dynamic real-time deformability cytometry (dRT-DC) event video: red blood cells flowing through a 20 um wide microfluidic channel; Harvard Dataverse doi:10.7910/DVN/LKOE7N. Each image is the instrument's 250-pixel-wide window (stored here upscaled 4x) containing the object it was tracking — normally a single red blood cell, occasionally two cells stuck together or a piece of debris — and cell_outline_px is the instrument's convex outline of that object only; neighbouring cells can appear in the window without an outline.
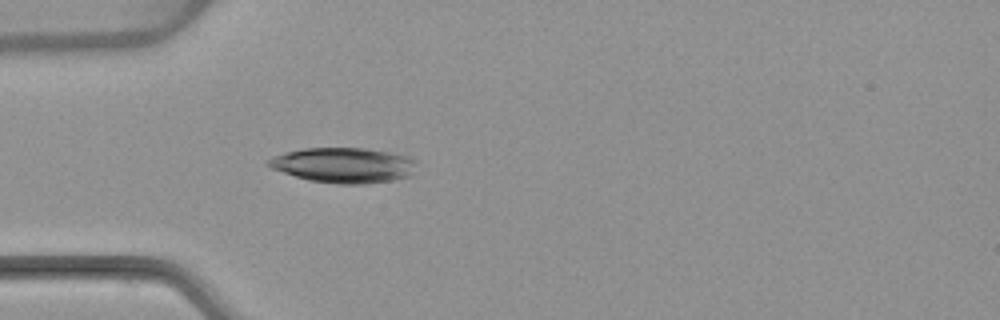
{"species": "common noctule bat (a hibernating species)", "species_latin": "Nyctalus noctula", "temperature_condition": "warm", "stored_images_in_passage": 4, "camera_frame_rate_fps": 3000, "um_per_image_px": 0.085, "animal": {"sex": "female", "body_mass_g": 22.7, "forearm_length_mm": 54.2}, "frame": {"image": 1, "passage_image": 4, "time_ms": 3.667, "image_size_px": [1000, 320], "cell_outline_px": [[416, 164], [412, 172], [408, 176], [392, 180], [364, 184], [340, 184], [308, 180], [272, 168], [264, 164], [264, 160], [272, 156], [284, 152], [304, 148], [364, 148], [408, 156], [416, 160]], "centroid_in_image_um": [29.15, 14.03], "position_along_channel_um": 55.8, "area_um2": 30.35}}